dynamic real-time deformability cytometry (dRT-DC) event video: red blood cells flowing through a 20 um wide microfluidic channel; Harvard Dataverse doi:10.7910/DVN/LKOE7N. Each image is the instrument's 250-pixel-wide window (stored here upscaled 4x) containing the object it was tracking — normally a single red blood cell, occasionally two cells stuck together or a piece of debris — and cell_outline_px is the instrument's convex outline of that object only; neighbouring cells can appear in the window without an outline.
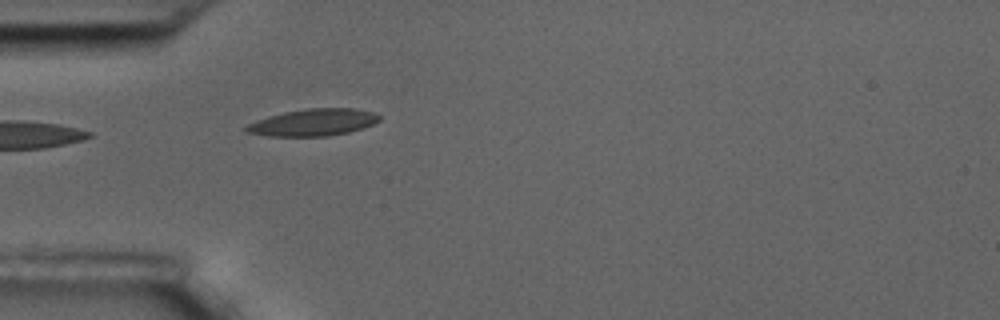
{"species": "common noctule bat (a hibernating species)", "species_latin": "Nyctalus noctula", "temperature_condition": "room temperature", "stored_images_in_passage": 39, "camera_frame_rate_fps": 3000, "um_per_image_px": 0.085, "animal": {"sex": "male", "body_mass_g": 17.5, "forearm_length_mm": 52.3}, "frame": {"image": 1, "passage_image": 1, "time_ms": 0.0, "image_size_px": [1000, 320], "cell_outline_px": [[380, 120], [372, 124], [348, 132], [328, 136], [268, 136], [244, 132], [244, 128], [248, 124], [256, 120], [268, 116], [284, 112], [308, 108], [356, 108], [372, 112], [380, 116]], "centroid_in_image_um": [26.58, 10.4], "position_along_channel_um": 58.4, "area_um2": 20.87}}
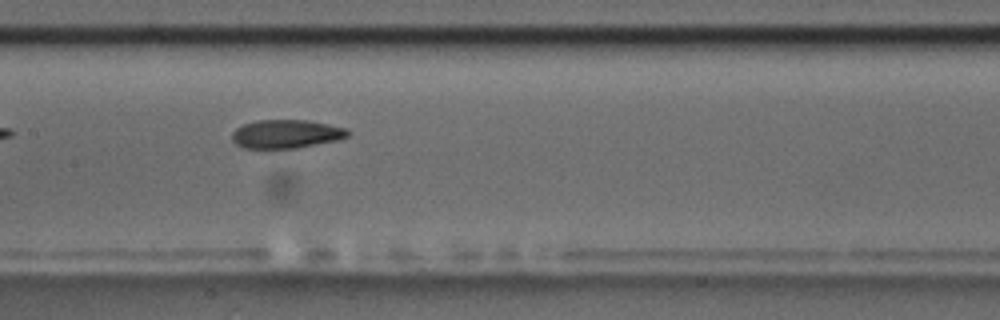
{"frame": {"image": 2, "passage_image": 12, "time_ms": 3.667, "image_size_px": [1000, 320], "cell_outline_px": [[352, 132], [348, 136], [340, 140], [296, 148], [244, 148], [236, 144], [232, 140], [232, 132], [236, 128], [244, 124], [256, 120], [308, 120], [348, 128]], "centroid_in_image_um": [24.37, 11.38], "position_along_channel_um": 183.0, "area_um2": 19.48}, "authors_computed_cell_mechanics": {"area_um2": 19.652, "velocity_mm_per_s": 3.5115, "shape_relaxation_time_tau1_ms": null, "shape_relaxation_time_tau2_ms": 2.8932, "deformation_change_tau1": null, "deformation_change_tau2": 0.0947}}